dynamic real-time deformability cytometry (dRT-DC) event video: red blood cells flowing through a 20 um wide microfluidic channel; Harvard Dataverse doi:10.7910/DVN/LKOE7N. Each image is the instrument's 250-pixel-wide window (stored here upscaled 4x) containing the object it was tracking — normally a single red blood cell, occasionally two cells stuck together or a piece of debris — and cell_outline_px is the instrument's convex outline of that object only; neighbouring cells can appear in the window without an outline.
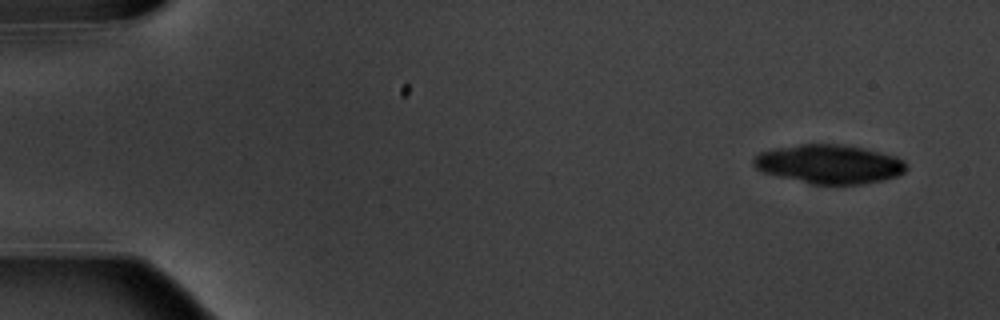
{"species": "common noctule bat (a hibernating species)", "species_latin": "Nyctalus noctula", "temperature_condition": "warm", "stored_images_in_passage": 5, "camera_frame_rate_fps": 3000, "um_per_image_px": 0.085, "animal": {"sex": "male", "body_mass_g": 20.1, "forearm_length_mm": 53.5}, "frame": {"image": 1, "passage_image": 2, "time_ms": 1.0, "image_size_px": [1000, 320], "cell_outline_px": [[908, 168], [904, 172], [896, 176], [884, 180], [864, 184], [812, 184], [764, 172], [756, 168], [752, 164], [752, 160], [760, 152], [776, 148], [800, 144], [836, 144], [860, 148], [896, 156], [904, 160]], "centroid_in_image_um": [70.5, 13.95], "position_along_channel_um": 14.5, "area_um2": 34.33}}